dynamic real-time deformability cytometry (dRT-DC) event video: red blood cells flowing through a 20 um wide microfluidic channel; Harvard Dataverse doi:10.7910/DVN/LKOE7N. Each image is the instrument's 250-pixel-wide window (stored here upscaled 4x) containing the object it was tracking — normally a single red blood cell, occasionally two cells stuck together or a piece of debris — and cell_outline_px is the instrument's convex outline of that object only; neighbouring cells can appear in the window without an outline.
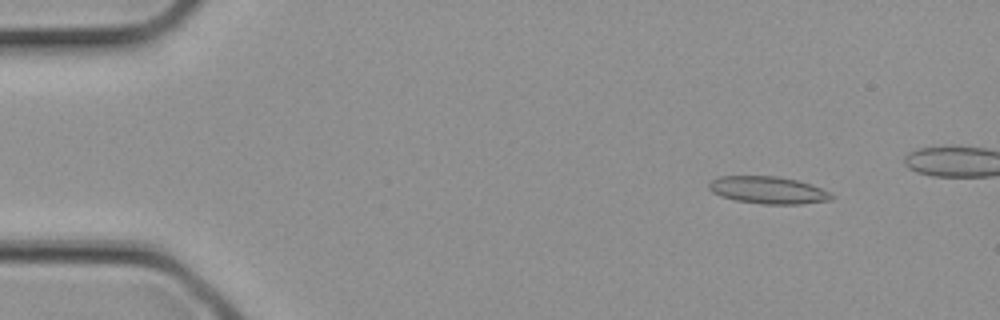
{"species": "common noctule bat (a hibernating species)", "species_latin": "Nyctalus noctula", "temperature_condition": "cold", "stored_images_in_passage": 19, "camera_frame_rate_fps": 3000, "um_per_image_px": 0.085, "animal": {"sex": "female", "body_mass_g": 21.9}, "frame": {"image": 1, "passage_image": 4, "time_ms": 1.0, "image_size_px": [1000, 320], "cell_outline_px": [[836, 196], [832, 200], [800, 204], [764, 204], [736, 200], [720, 196], [712, 192], [708, 188], [708, 184], [716, 176], [776, 176], [796, 180], [820, 188]], "centroid_in_image_um": [65.26, 16.16], "position_along_channel_um": 19.7, "area_um2": 19.42}}
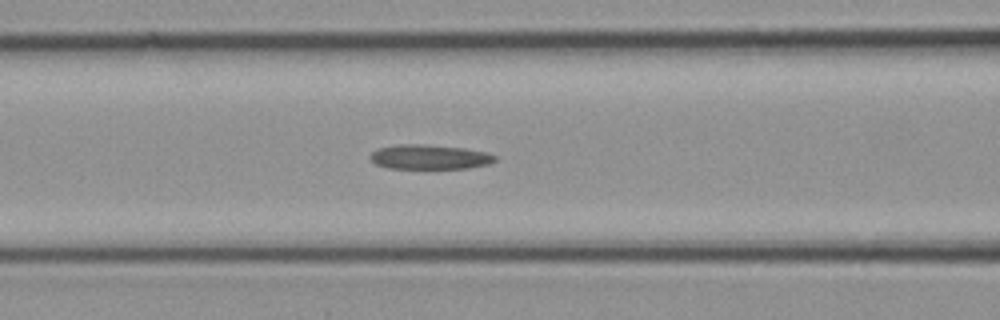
{"frame": {"image": 2, "passage_image": 13, "time_ms": 4.0, "image_size_px": [1000, 320], "cell_outline_px": [[496, 160], [488, 164], [468, 168], [388, 168], [376, 164], [368, 156], [376, 148], [400, 144], [424, 144], [464, 148], [488, 152], [496, 156]], "centroid_in_image_um": [36.5, 13.33], "position_along_channel_um": 130.1, "area_um2": 17.92}}
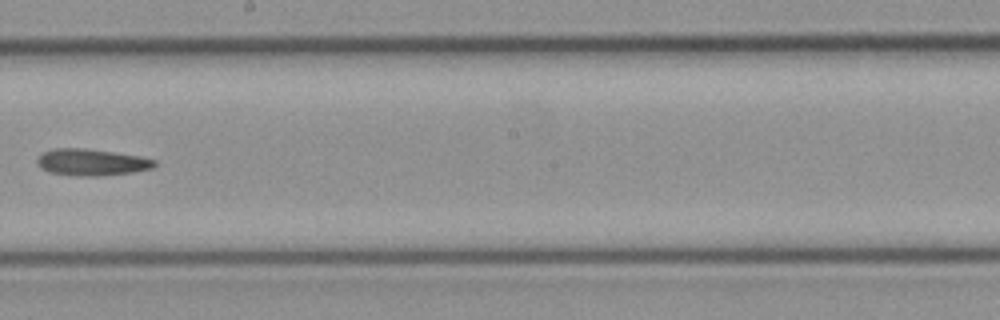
{"frame": {"image": 3, "passage_image": 18, "time_ms": 5.667, "image_size_px": [1000, 320], "cell_outline_px": [[156, 164], [152, 168], [132, 172], [100, 176], [80, 176], [48, 172], [40, 168], [36, 164], [36, 160], [40, 152], [52, 148], [84, 148], [140, 156], [156, 160]], "centroid_in_image_um": [7.71, 13.78], "position_along_channel_um": 240.5, "area_um2": 18.38}}